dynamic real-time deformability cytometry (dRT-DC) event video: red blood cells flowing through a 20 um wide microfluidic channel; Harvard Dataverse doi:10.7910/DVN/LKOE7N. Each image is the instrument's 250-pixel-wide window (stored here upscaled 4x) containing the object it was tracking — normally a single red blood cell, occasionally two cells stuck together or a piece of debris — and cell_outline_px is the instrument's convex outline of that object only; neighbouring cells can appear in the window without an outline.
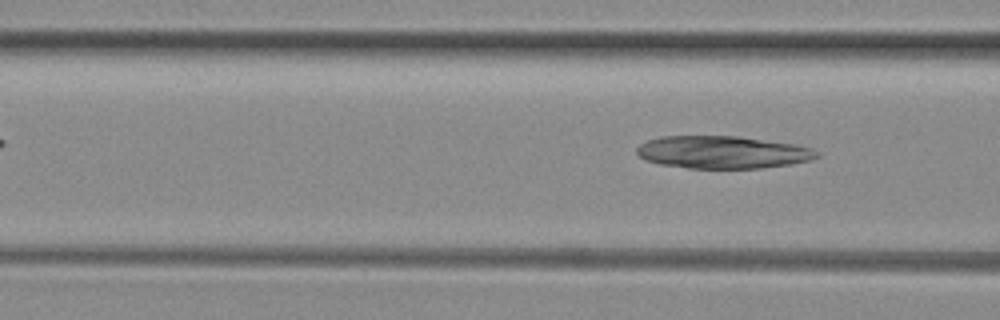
{"species": "common noctule bat (a hibernating species)", "species_latin": "Nyctalus noctula", "temperature_condition": "room temperature", "stored_images_in_passage": 5, "camera_frame_rate_fps": 3000, "um_per_image_px": 0.085, "animal": {"sex": "female", "body_mass_g": 29.2, "forearm_length_mm": 56.3}, "frame": {"image": 1, "passage_image": 5, "time_ms": 1.333, "image_size_px": [1000, 320], "cell_outline_px": [[820, 156], [812, 160], [792, 164], [760, 168], [688, 168], [660, 164], [644, 160], [636, 152], [636, 148], [640, 144], [648, 140], [660, 136], [736, 136], [792, 144], [812, 148], [820, 152]], "centroid_in_image_um": [61.42, 12.94], "position_along_channel_um": 105.2, "area_um2": 34.16}}